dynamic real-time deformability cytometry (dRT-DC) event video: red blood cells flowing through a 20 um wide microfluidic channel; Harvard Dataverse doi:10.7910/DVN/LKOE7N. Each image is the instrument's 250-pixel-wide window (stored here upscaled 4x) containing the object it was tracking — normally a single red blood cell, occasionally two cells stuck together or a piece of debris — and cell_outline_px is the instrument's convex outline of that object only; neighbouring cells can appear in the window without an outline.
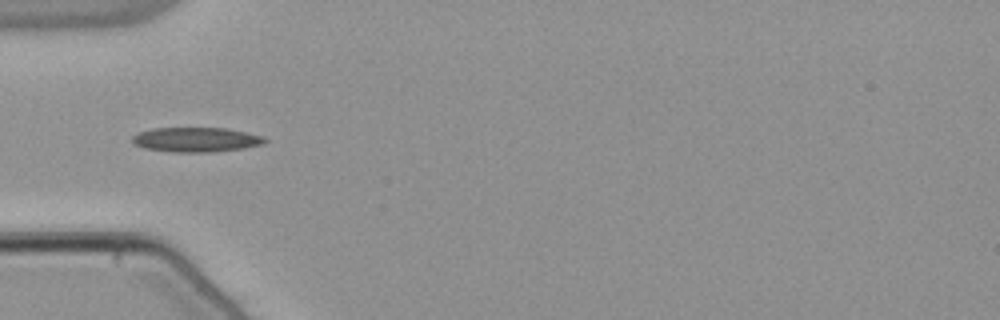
{"species": "common noctule bat (a hibernating species)", "species_latin": "Nyctalus noctula", "temperature_condition": "warm", "stored_images_in_passage": 37, "camera_frame_rate_fps": 3000, "um_per_image_px": 0.085, "animal": {"sex": "male", "body_mass_g": 21.5, "forearm_length_mm": 52.0}, "frame": {"image": 1, "passage_image": 1, "time_ms": 0.0, "image_size_px": [1000, 320], "cell_outline_px": [[268, 140], [264, 144], [244, 148], [216, 152], [172, 152], [144, 148], [132, 144], [132, 136], [136, 132], [152, 128], [228, 128], [264, 136]], "centroid_in_image_um": [16.66, 11.87], "position_along_channel_um": 68.3, "area_um2": 19.36}}
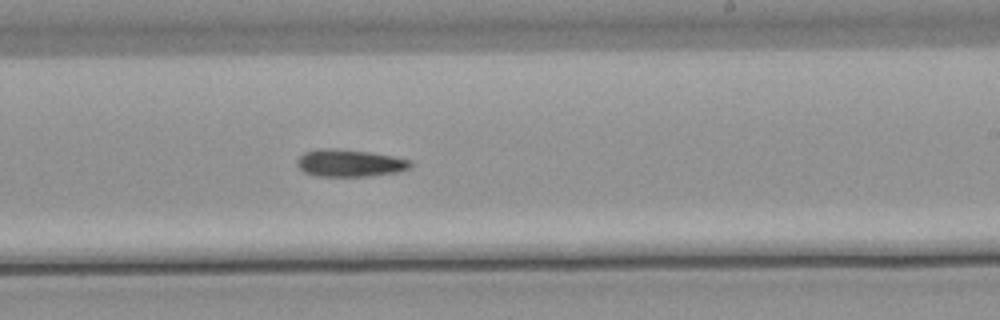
{"frame": {"image": 2, "passage_image": 16, "time_ms": 5.0, "image_size_px": [1000, 320], "cell_outline_px": [[412, 164], [408, 168], [400, 172], [368, 176], [316, 176], [304, 172], [296, 164], [296, 160], [304, 152], [320, 148], [336, 148], [368, 152], [392, 156], [408, 160]], "centroid_in_image_um": [29.68, 13.86], "position_along_channel_um": 259.3, "area_um2": 17.98}}
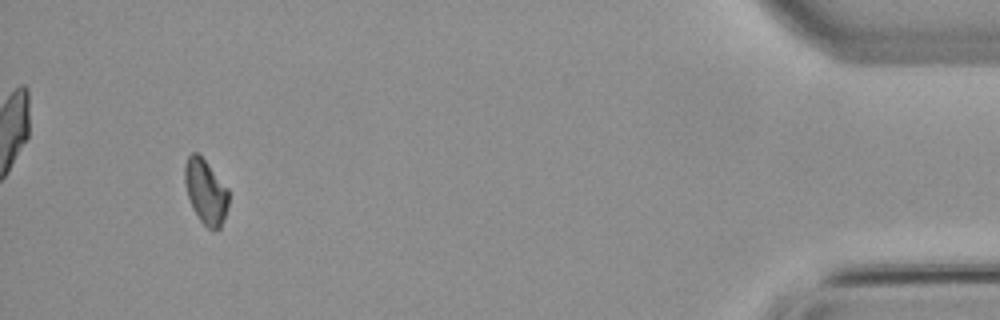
{"frame": {"image": 3, "passage_image": 34, "time_ms": 11.0, "image_size_px": [1000, 320], "cell_outline_px": [[228, 208], [220, 228], [208, 228], [200, 220], [192, 208], [184, 184], [184, 164], [188, 156], [192, 152], [196, 152], [204, 160], [228, 188]], "centroid_in_image_um": [17.46, 16.28], "position_along_channel_um": 417.7, "area_um2": 16.36}, "authors_computed_cell_mechanics": {"area_um2": 17.2822, "velocity_mm_per_s": 3.8317, "shape_relaxation_time_tau1_ms": 6.724, "shape_relaxation_time_tau2_ms": null, "deformation_change_tau1": 0.1724, "deformation_change_tau2": null}}